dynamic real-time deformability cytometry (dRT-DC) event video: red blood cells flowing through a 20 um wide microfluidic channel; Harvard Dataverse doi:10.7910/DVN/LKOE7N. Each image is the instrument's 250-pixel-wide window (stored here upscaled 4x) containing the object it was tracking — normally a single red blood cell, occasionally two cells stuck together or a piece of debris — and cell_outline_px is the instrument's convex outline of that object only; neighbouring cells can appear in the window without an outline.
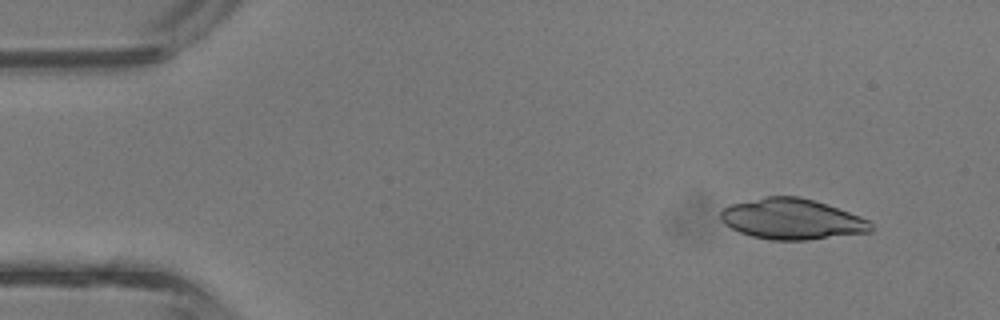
{"species": "common noctule bat (a hibernating species)", "species_latin": "Nyctalus noctula", "temperature_condition": "room temperature", "stored_images_in_passage": 3, "camera_frame_rate_fps": 3000, "um_per_image_px": 0.085, "animal": {"sex": "male", "body_mass_g": 13.3}, "frame": {"image": 1, "passage_image": 1, "time_ms": 0.0, "image_size_px": [1000, 320], "cell_outline_px": [[872, 232], [808, 240], [772, 240], [752, 236], [740, 232], [724, 224], [720, 220], [720, 212], [724, 208], [732, 204], [764, 196], [800, 196], [860, 216], [868, 220], [872, 224]], "centroid_in_image_um": [67.3, 18.63], "position_along_channel_um": 17.7, "area_um2": 35.49}}